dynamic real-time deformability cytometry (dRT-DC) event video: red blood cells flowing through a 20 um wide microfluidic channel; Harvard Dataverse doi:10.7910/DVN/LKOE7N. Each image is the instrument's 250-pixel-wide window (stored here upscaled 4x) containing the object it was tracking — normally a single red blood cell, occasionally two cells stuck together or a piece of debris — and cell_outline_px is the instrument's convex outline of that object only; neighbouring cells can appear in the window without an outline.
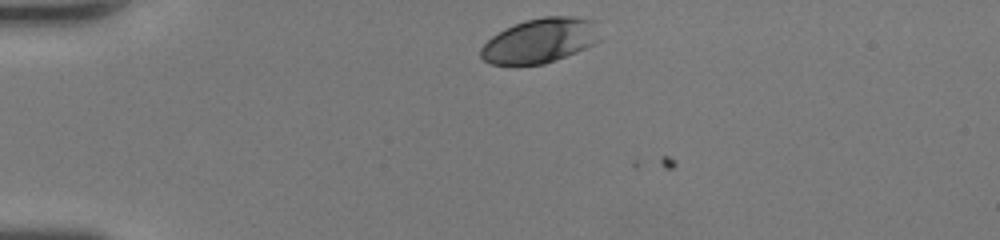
{"species": "human", "species_latin": "Homo sapiens", "temperature_condition": "room temperature", "stored_images_in_passage": 30, "camera_frame_rate_fps": 3000, "um_per_image_px": 0.085, "donor": {"sex": "female"}, "frame": {"image": 1, "passage_image": 1, "time_ms": 0.0, "image_size_px": [1000, 240], "cell_outline_px": [[600, 40], [576, 52], [556, 60], [544, 64], [492, 64], [484, 60], [480, 56], [480, 48], [492, 36], [504, 28], [524, 20], [544, 16], [572, 16], [592, 20]], "centroid_in_image_um": [45.86, 3.44], "position_along_channel_um": 39.1, "area_um2": 30.69}}
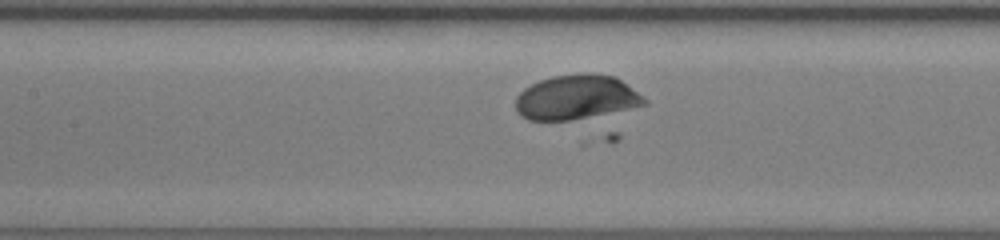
{"frame": {"image": 2, "passage_image": 13, "time_ms": 4.0, "image_size_px": [1000, 240], "cell_outline_px": [[648, 104], [572, 120], [528, 120], [520, 116], [516, 112], [516, 96], [524, 88], [540, 80], [552, 76], [580, 72], [588, 72], [616, 76], [648, 100]], "centroid_in_image_um": [48.96, 8.25], "position_along_channel_um": 158.4, "area_um2": 33.52}}
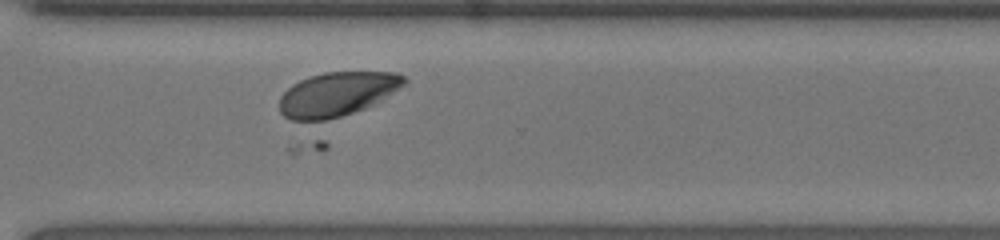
{"frame": {"image": 3, "passage_image": 26, "time_ms": 8.333, "image_size_px": [1000, 240], "cell_outline_px": [[408, 84], [372, 104], [364, 108], [316, 124], [292, 120], [284, 116], [280, 112], [280, 96], [292, 84], [300, 80], [324, 72], [400, 72], [408, 80]], "centroid_in_image_um": [28.64, 8.02], "position_along_channel_um": 342.0, "area_um2": 32.43}, "authors_computed_cell_mechanics": {"area_um2": 32.657, "velocity_mm_per_s": 4.2192, "shape_relaxation_time_tau1_ms": 1.3763, "shape_relaxation_time_tau2_ms": null, "deformation_change_tau1": 0.0902, "deformation_change_tau2": null}}